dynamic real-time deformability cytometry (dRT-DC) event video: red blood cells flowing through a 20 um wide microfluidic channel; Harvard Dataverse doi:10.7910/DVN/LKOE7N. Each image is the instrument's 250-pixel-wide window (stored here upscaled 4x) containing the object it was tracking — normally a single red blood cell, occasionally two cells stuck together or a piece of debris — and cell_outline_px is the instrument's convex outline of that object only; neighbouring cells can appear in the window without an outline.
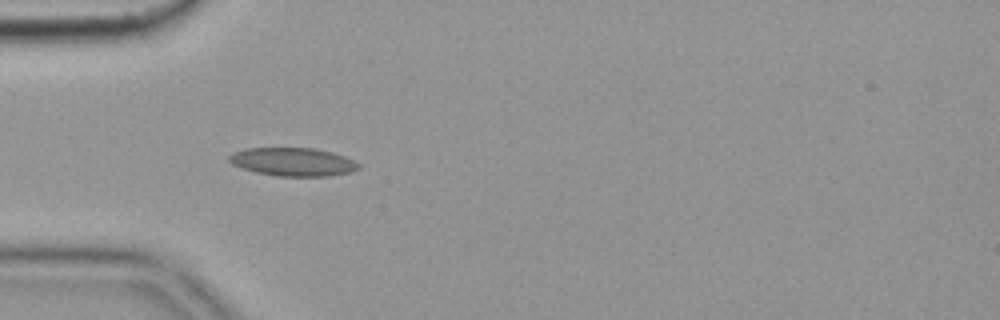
{"species": "common noctule bat (a hibernating species)", "species_latin": "Nyctalus noctula", "temperature_condition": "cold", "stored_images_in_passage": 55, "camera_frame_rate_fps": 3000, "um_per_image_px": 0.085, "animal": {"sex": "female", "body_mass_g": 19.9}, "frame": {"image": 1, "passage_image": 16, "time_ms": 5.0, "image_size_px": [1000, 320], "cell_outline_px": [[360, 168], [348, 172], [328, 176], [276, 176], [256, 172], [232, 164], [228, 160], [228, 156], [232, 152], [244, 148], [316, 148], [332, 152], [344, 156], [360, 164]], "centroid_in_image_um": [24.87, 13.75], "position_along_channel_um": 60.1, "area_um2": 21.33}, "authors_computed_cell_mechanics": {"area_um2": 19.8832, "velocity_mm_per_s": 3.6168, "shape_relaxation_time_tau1_ms": null, "shape_relaxation_time_tau2_ms": 2.3265, "deformation_change_tau1": null, "deformation_change_tau2": 0.0804}}